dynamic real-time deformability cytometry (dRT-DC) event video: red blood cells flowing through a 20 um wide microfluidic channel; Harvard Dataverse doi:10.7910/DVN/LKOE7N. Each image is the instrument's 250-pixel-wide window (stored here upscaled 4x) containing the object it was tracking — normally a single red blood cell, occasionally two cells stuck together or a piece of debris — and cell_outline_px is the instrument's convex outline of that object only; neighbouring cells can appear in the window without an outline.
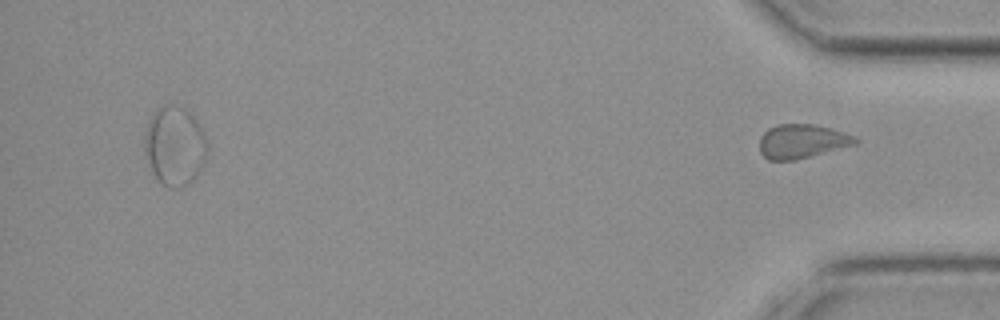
{"species": "common noctule bat (a hibernating species)", "species_latin": "Nyctalus noctula", "temperature_condition": "cold", "stored_images_in_passage": 32, "segment_of_instrument_passage": [2, 2], "camera_frame_rate_fps": 3000, "um_per_image_px": 0.085, "animal": {"sex": "female", "body_mass_g": 19.3, "forearm_length_mm": 54.1}, "frame": {"image": 1, "passage_image": 32, "time_ms": 10.333, "image_size_px": [1000, 320], "cell_outline_px": [[860, 140], [856, 144], [792, 160], [768, 160], [760, 152], [760, 136], [768, 128], [776, 124], [816, 124], [832, 128], [856, 136]], "centroid_in_image_um": [68.17, 11.98], "position_along_channel_um": 367.0, "area_um2": 18.96}}